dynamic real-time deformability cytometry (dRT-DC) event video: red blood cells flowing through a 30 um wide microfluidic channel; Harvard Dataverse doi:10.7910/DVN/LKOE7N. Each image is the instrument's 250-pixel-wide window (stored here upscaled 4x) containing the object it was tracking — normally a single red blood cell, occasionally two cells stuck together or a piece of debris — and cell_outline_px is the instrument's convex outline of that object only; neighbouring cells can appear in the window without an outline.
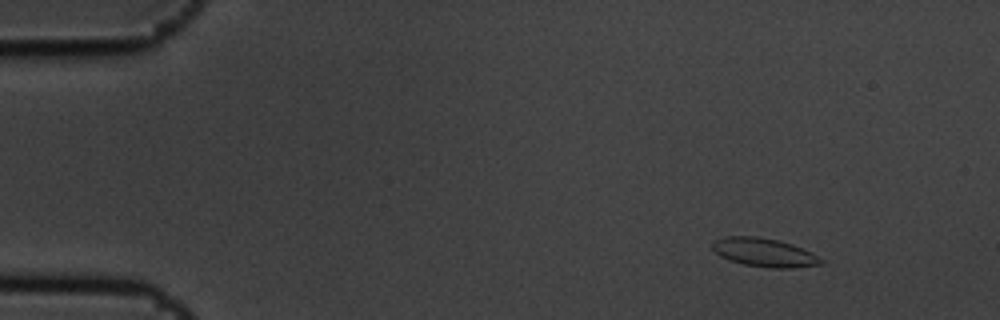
{"species": "common noctule bat (a hibernating species)", "species_latin": "Nyctalus noctula", "temperature_condition": "cold", "stored_images_in_passage": 5, "camera_frame_rate_fps": 3000, "um_per_image_px": 0.085, "animal": {"sex": "male", "body_mass_g": 19.5, "forearm_length_mm": 54.6}, "frame": {"image": 1, "passage_image": 2, "time_ms": 0.333, "image_size_px": [1000, 320], "cell_outline_px": [[824, 264], [792, 268], [768, 268], [744, 264], [720, 256], [712, 248], [712, 240], [724, 236], [756, 236], [776, 240], [792, 244], [824, 260]], "centroid_in_image_um": [64.92, 21.46], "position_along_channel_um": 20.1, "area_um2": 17.92}}